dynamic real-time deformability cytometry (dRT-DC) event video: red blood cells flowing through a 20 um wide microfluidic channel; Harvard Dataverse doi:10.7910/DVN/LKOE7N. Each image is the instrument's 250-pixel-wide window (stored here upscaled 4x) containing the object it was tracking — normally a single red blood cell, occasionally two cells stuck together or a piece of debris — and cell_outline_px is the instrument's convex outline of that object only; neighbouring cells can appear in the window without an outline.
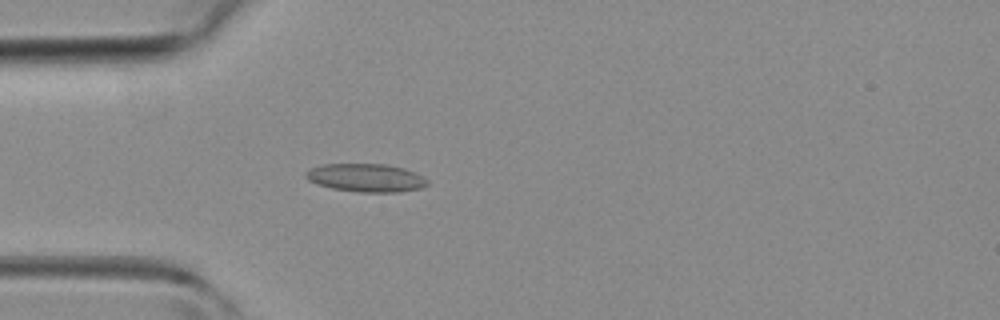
{"species": "common noctule bat (a hibernating species)", "species_latin": "Nyctalus noctula", "temperature_condition": "room temperature", "stored_images_in_passage": 44, "camera_frame_rate_fps": 3000, "um_per_image_px": 0.085, "animal": {"sex": "female", "body_mass_g": 19.3, "forearm_length_mm": 54.1}, "frame": {"image": 1, "passage_image": 12, "time_ms": 3.667, "image_size_px": [1000, 320], "cell_outline_px": [[428, 184], [420, 188], [400, 192], [356, 192], [332, 188], [316, 184], [308, 180], [304, 176], [304, 172], [312, 168], [324, 164], [384, 164], [404, 168], [428, 180]], "centroid_in_image_um": [31.07, 15.12], "position_along_channel_um": 53.9, "area_um2": 19.88}}
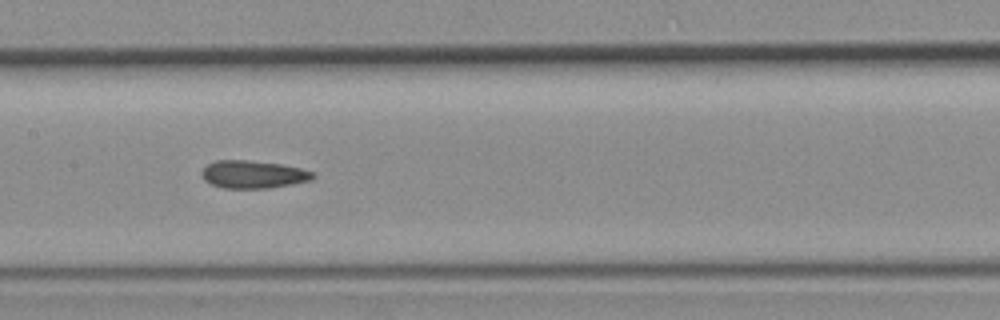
{"frame": {"image": 2, "passage_image": 21, "time_ms": 6.667, "image_size_px": [1000, 320], "cell_outline_px": [[316, 176], [312, 180], [292, 184], [268, 188], [224, 188], [212, 184], [204, 180], [200, 172], [208, 164], [216, 160], [248, 160], [280, 164], [300, 168], [312, 172]], "centroid_in_image_um": [21.51, 14.82], "position_along_channel_um": 185.9, "area_um2": 17.92}}
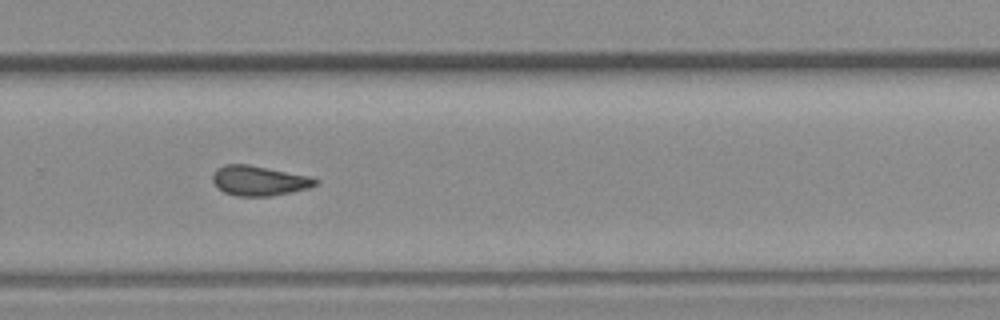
{"frame": {"image": 3, "passage_image": 29, "time_ms": 9.333, "image_size_px": [1000, 320], "cell_outline_px": [[320, 180], [316, 184], [308, 188], [268, 196], [236, 196], [224, 192], [212, 180], [212, 176], [216, 168], [224, 164], [248, 164], [308, 176]], "centroid_in_image_um": [21.98, 15.35], "position_along_channel_um": 307.8, "area_um2": 17.63}}